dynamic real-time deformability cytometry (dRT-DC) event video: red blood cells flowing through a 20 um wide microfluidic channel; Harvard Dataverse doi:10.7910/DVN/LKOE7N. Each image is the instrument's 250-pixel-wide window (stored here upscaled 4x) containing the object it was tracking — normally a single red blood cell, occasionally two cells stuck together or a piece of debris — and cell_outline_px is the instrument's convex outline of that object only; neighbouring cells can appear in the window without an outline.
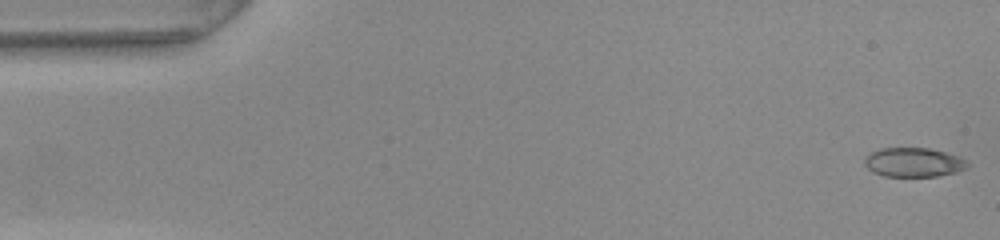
{"species": "common noctule bat (a hibernating species)", "species_latin": "Nyctalus noctula", "temperature_condition": "warm", "stored_images_in_passage": 53, "camera_frame_rate_fps": 3000, "um_per_image_px": 0.085, "animal": {"sex": "female", "body_mass_g": 22.0, "forearm_length_mm": 56.7}, "frame": {"image": 1, "passage_image": 1, "time_ms": 0.0, "image_size_px": [1000, 240], "cell_outline_px": [[968, 168], [956, 172], [936, 176], [884, 176], [872, 172], [864, 164], [864, 156], [868, 152], [880, 148], [928, 148], [944, 152], [956, 156], [964, 160], [968, 164]], "centroid_in_image_um": [77.58, 13.79], "position_along_channel_um": 7.4, "area_um2": 17.51}}
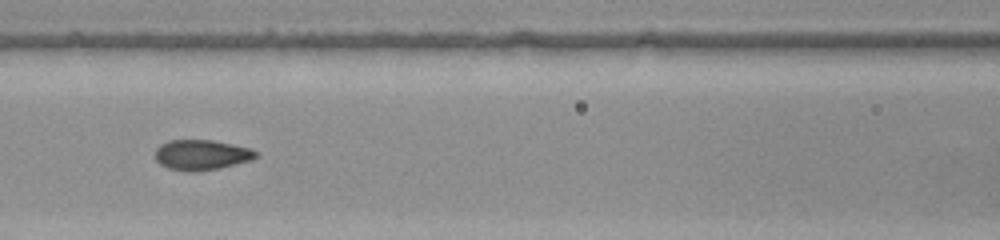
{"frame": {"image": 2, "passage_image": 23, "time_ms": 7.333, "image_size_px": [1000, 240], "cell_outline_px": [[260, 152], [252, 160], [220, 168], [196, 172], [188, 172], [168, 168], [160, 164], [156, 160], [156, 148], [160, 144], [168, 140], [212, 140], [252, 148]], "centroid_in_image_um": [17.15, 13.16], "position_along_channel_um": 149.5, "area_um2": 17.98}}
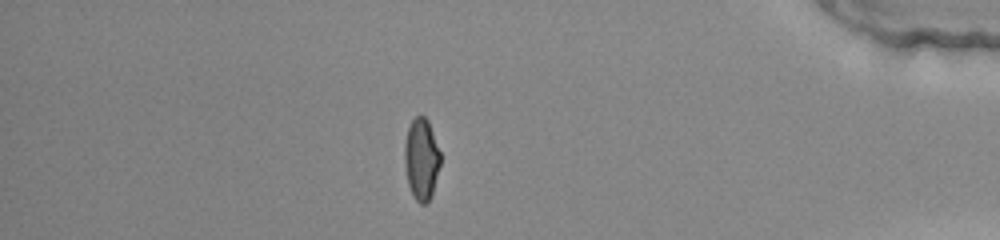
{"frame": {"image": 3, "passage_image": 46, "time_ms": 15.0, "image_size_px": [1000, 240], "cell_outline_px": [[440, 164], [432, 196], [424, 204], [420, 204], [412, 196], [408, 184], [404, 164], [404, 144], [408, 128], [412, 120], [416, 116], [424, 116], [428, 120], [440, 152]], "centroid_in_image_um": [35.81, 13.54], "position_along_channel_um": 399.4, "area_um2": 17.11}, "authors_computed_cell_mechanics": {"area_um2": 17.6868, "velocity_mm_per_s": 3.8025, "shape_relaxation_time_tau1_ms": 7.695, "shape_relaxation_time_tau2_ms": null, "deformation_change_tau1": 0.2123, "deformation_change_tau2": null}}